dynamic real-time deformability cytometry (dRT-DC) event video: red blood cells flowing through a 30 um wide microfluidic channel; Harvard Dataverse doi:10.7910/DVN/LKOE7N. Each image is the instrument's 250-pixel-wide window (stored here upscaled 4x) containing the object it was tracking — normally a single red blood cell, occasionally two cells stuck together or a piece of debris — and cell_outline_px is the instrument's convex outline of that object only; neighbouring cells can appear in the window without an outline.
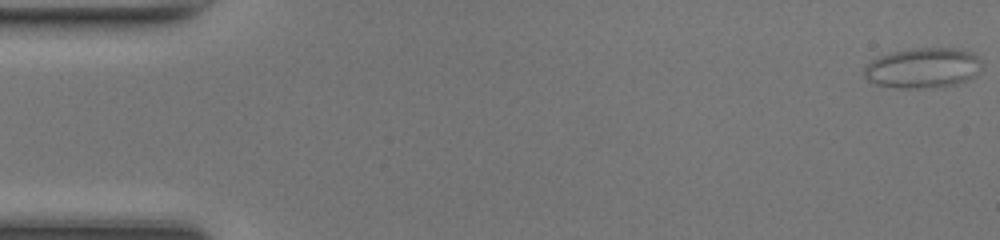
{"species": "common noctule bat (a hibernating species)", "species_latin": "Nyctalus noctula", "temperature_condition": "room temperature", "stored_images_in_passage": 49, "camera_frame_rate_fps": 3000, "um_per_image_px": 0.085, "animal": {"sex": "female", "body_mass_g": 17.0, "forearm_length_mm": 48.0}, "frame": {"image": 1, "passage_image": 1, "time_ms": 0.0, "image_size_px": [1000, 240], "cell_outline_px": [[984, 68], [976, 76], [968, 80], [956, 84], [940, 88], [896, 88], [876, 84], [868, 80], [864, 76], [864, 68], [872, 60], [880, 56], [892, 52], [916, 48], [956, 48], [972, 52], [980, 56], [984, 64]], "centroid_in_image_um": [78.54, 5.78], "position_along_channel_um": 6.5, "area_um2": 28.21}}
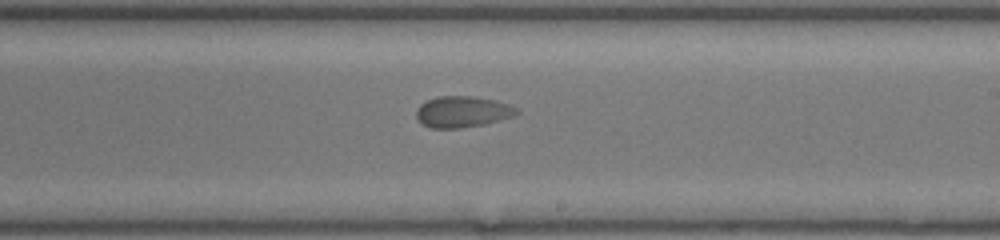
{"frame": {"image": 2, "passage_image": 29, "time_ms": 9.333, "image_size_px": [1000, 240], "cell_outline_px": [[520, 112], [516, 116], [484, 124], [460, 128], [432, 128], [420, 124], [416, 116], [416, 108], [420, 104], [436, 96], [472, 96], [496, 100], [508, 104], [516, 108]], "centroid_in_image_um": [39.3, 9.5], "position_along_channel_um": 249.7, "area_um2": 18.44}}
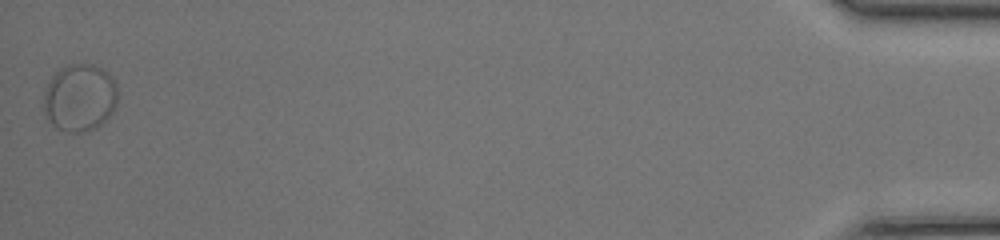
{"frame": {"image": 3, "passage_image": 49, "time_ms": 16.0, "image_size_px": [1000, 240], "cell_outline_px": [[116, 104], [112, 112], [96, 128], [88, 132], [68, 132], [56, 128], [44, 116], [44, 92], [52, 76], [60, 68], [68, 64], [92, 64], [104, 68], [112, 76], [116, 84]], "centroid_in_image_um": [6.77, 8.3], "position_along_channel_um": 428.4, "area_um2": 29.3}, "authors_computed_cell_mechanics": {"area_um2": 20.4034, "velocity_mm_per_s": 4.2249, "shape_relaxation_time_tau1_ms": 7.6686, "shape_relaxation_time_tau2_ms": null, "deformation_change_tau1": 0.0922, "deformation_change_tau2": null}}